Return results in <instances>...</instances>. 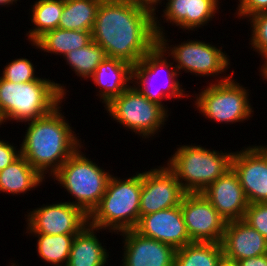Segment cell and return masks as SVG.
<instances>
[{
	"label": "cell",
	"instance_id": "obj_11",
	"mask_svg": "<svg viewBox=\"0 0 267 266\" xmlns=\"http://www.w3.org/2000/svg\"><path fill=\"white\" fill-rule=\"evenodd\" d=\"M28 211L25 214L26 233L78 234L89 223V216L67 201L43 204Z\"/></svg>",
	"mask_w": 267,
	"mask_h": 266
},
{
	"label": "cell",
	"instance_id": "obj_23",
	"mask_svg": "<svg viewBox=\"0 0 267 266\" xmlns=\"http://www.w3.org/2000/svg\"><path fill=\"white\" fill-rule=\"evenodd\" d=\"M92 41V31L65 30L56 28L45 32L31 46L38 51L62 56L70 51L88 45Z\"/></svg>",
	"mask_w": 267,
	"mask_h": 266
},
{
	"label": "cell",
	"instance_id": "obj_9",
	"mask_svg": "<svg viewBox=\"0 0 267 266\" xmlns=\"http://www.w3.org/2000/svg\"><path fill=\"white\" fill-rule=\"evenodd\" d=\"M170 60L169 56L156 45L132 68V85L150 101L162 106L168 113V106L164 104V100L192 96L189 93L185 94L186 88L183 89L182 82L180 84L178 80L181 75L178 74L175 63Z\"/></svg>",
	"mask_w": 267,
	"mask_h": 266
},
{
	"label": "cell",
	"instance_id": "obj_20",
	"mask_svg": "<svg viewBox=\"0 0 267 266\" xmlns=\"http://www.w3.org/2000/svg\"><path fill=\"white\" fill-rule=\"evenodd\" d=\"M133 66L118 58L106 57L89 78L99 87L96 90L100 101L106 106L113 98L124 92L132 84Z\"/></svg>",
	"mask_w": 267,
	"mask_h": 266
},
{
	"label": "cell",
	"instance_id": "obj_17",
	"mask_svg": "<svg viewBox=\"0 0 267 266\" xmlns=\"http://www.w3.org/2000/svg\"><path fill=\"white\" fill-rule=\"evenodd\" d=\"M201 194L210 201L226 222L243 219L249 204L238 175L232 168L211 183Z\"/></svg>",
	"mask_w": 267,
	"mask_h": 266
},
{
	"label": "cell",
	"instance_id": "obj_34",
	"mask_svg": "<svg viewBox=\"0 0 267 266\" xmlns=\"http://www.w3.org/2000/svg\"><path fill=\"white\" fill-rule=\"evenodd\" d=\"M125 1L143 7L151 11L153 14H156V12H158L157 11L158 6H160L162 4V1L164 0H125Z\"/></svg>",
	"mask_w": 267,
	"mask_h": 266
},
{
	"label": "cell",
	"instance_id": "obj_33",
	"mask_svg": "<svg viewBox=\"0 0 267 266\" xmlns=\"http://www.w3.org/2000/svg\"><path fill=\"white\" fill-rule=\"evenodd\" d=\"M10 141L0 139V171L6 168L9 164L14 162L20 155V148L9 143ZM17 148V149H16Z\"/></svg>",
	"mask_w": 267,
	"mask_h": 266
},
{
	"label": "cell",
	"instance_id": "obj_1",
	"mask_svg": "<svg viewBox=\"0 0 267 266\" xmlns=\"http://www.w3.org/2000/svg\"><path fill=\"white\" fill-rule=\"evenodd\" d=\"M92 40L105 50L107 57L136 65L157 45L154 14L125 0H102Z\"/></svg>",
	"mask_w": 267,
	"mask_h": 266
},
{
	"label": "cell",
	"instance_id": "obj_3",
	"mask_svg": "<svg viewBox=\"0 0 267 266\" xmlns=\"http://www.w3.org/2000/svg\"><path fill=\"white\" fill-rule=\"evenodd\" d=\"M66 91L69 92L63 83H55L49 77L13 83L0 76V127L11 120L25 124L47 115L65 102Z\"/></svg>",
	"mask_w": 267,
	"mask_h": 266
},
{
	"label": "cell",
	"instance_id": "obj_14",
	"mask_svg": "<svg viewBox=\"0 0 267 266\" xmlns=\"http://www.w3.org/2000/svg\"><path fill=\"white\" fill-rule=\"evenodd\" d=\"M231 168L238 175L249 204L267 203V149L260 145L242 147L232 156Z\"/></svg>",
	"mask_w": 267,
	"mask_h": 266
},
{
	"label": "cell",
	"instance_id": "obj_27",
	"mask_svg": "<svg viewBox=\"0 0 267 266\" xmlns=\"http://www.w3.org/2000/svg\"><path fill=\"white\" fill-rule=\"evenodd\" d=\"M222 257L221 243L192 242L176 250L174 266H217Z\"/></svg>",
	"mask_w": 267,
	"mask_h": 266
},
{
	"label": "cell",
	"instance_id": "obj_38",
	"mask_svg": "<svg viewBox=\"0 0 267 266\" xmlns=\"http://www.w3.org/2000/svg\"><path fill=\"white\" fill-rule=\"evenodd\" d=\"M19 0H0V6L3 7H8V6H13L16 4Z\"/></svg>",
	"mask_w": 267,
	"mask_h": 266
},
{
	"label": "cell",
	"instance_id": "obj_8",
	"mask_svg": "<svg viewBox=\"0 0 267 266\" xmlns=\"http://www.w3.org/2000/svg\"><path fill=\"white\" fill-rule=\"evenodd\" d=\"M207 84L194 95L196 101L193 100L195 110L205 119L231 125L253 117L250 89L237 82L233 75L227 80Z\"/></svg>",
	"mask_w": 267,
	"mask_h": 266
},
{
	"label": "cell",
	"instance_id": "obj_24",
	"mask_svg": "<svg viewBox=\"0 0 267 266\" xmlns=\"http://www.w3.org/2000/svg\"><path fill=\"white\" fill-rule=\"evenodd\" d=\"M31 7L29 19L34 26L29 28L26 40L33 44L45 32L58 28L64 0H36Z\"/></svg>",
	"mask_w": 267,
	"mask_h": 266
},
{
	"label": "cell",
	"instance_id": "obj_13",
	"mask_svg": "<svg viewBox=\"0 0 267 266\" xmlns=\"http://www.w3.org/2000/svg\"><path fill=\"white\" fill-rule=\"evenodd\" d=\"M181 210L192 242L221 243L226 221L201 193H186Z\"/></svg>",
	"mask_w": 267,
	"mask_h": 266
},
{
	"label": "cell",
	"instance_id": "obj_21",
	"mask_svg": "<svg viewBox=\"0 0 267 266\" xmlns=\"http://www.w3.org/2000/svg\"><path fill=\"white\" fill-rule=\"evenodd\" d=\"M102 229L91 226L89 223L75 235L70 256L66 266H106L109 252L103 246L97 233ZM105 247V248H104Z\"/></svg>",
	"mask_w": 267,
	"mask_h": 266
},
{
	"label": "cell",
	"instance_id": "obj_37",
	"mask_svg": "<svg viewBox=\"0 0 267 266\" xmlns=\"http://www.w3.org/2000/svg\"><path fill=\"white\" fill-rule=\"evenodd\" d=\"M261 68H259V76L262 77V80L267 81V58L264 60V63L260 65Z\"/></svg>",
	"mask_w": 267,
	"mask_h": 266
},
{
	"label": "cell",
	"instance_id": "obj_30",
	"mask_svg": "<svg viewBox=\"0 0 267 266\" xmlns=\"http://www.w3.org/2000/svg\"><path fill=\"white\" fill-rule=\"evenodd\" d=\"M246 20L251 26L249 38L251 49L253 48L259 56H262L261 60H265L267 58V12L257 13Z\"/></svg>",
	"mask_w": 267,
	"mask_h": 266
},
{
	"label": "cell",
	"instance_id": "obj_39",
	"mask_svg": "<svg viewBox=\"0 0 267 266\" xmlns=\"http://www.w3.org/2000/svg\"><path fill=\"white\" fill-rule=\"evenodd\" d=\"M10 265H11V266H19L20 264H18V263L16 264L15 262H12V261H11ZM8 266H9V265H8Z\"/></svg>",
	"mask_w": 267,
	"mask_h": 266
},
{
	"label": "cell",
	"instance_id": "obj_28",
	"mask_svg": "<svg viewBox=\"0 0 267 266\" xmlns=\"http://www.w3.org/2000/svg\"><path fill=\"white\" fill-rule=\"evenodd\" d=\"M106 57L105 50L92 40L88 45L68 52L63 59L77 77L87 80Z\"/></svg>",
	"mask_w": 267,
	"mask_h": 266
},
{
	"label": "cell",
	"instance_id": "obj_25",
	"mask_svg": "<svg viewBox=\"0 0 267 266\" xmlns=\"http://www.w3.org/2000/svg\"><path fill=\"white\" fill-rule=\"evenodd\" d=\"M102 0H64L58 28L92 31L96 13Z\"/></svg>",
	"mask_w": 267,
	"mask_h": 266
},
{
	"label": "cell",
	"instance_id": "obj_7",
	"mask_svg": "<svg viewBox=\"0 0 267 266\" xmlns=\"http://www.w3.org/2000/svg\"><path fill=\"white\" fill-rule=\"evenodd\" d=\"M81 145L51 176L75 201H68L81 208L88 216L98 206L106 192L112 174L86 157ZM106 170V171H105Z\"/></svg>",
	"mask_w": 267,
	"mask_h": 266
},
{
	"label": "cell",
	"instance_id": "obj_31",
	"mask_svg": "<svg viewBox=\"0 0 267 266\" xmlns=\"http://www.w3.org/2000/svg\"><path fill=\"white\" fill-rule=\"evenodd\" d=\"M243 220L267 240V203L248 204Z\"/></svg>",
	"mask_w": 267,
	"mask_h": 266
},
{
	"label": "cell",
	"instance_id": "obj_19",
	"mask_svg": "<svg viewBox=\"0 0 267 266\" xmlns=\"http://www.w3.org/2000/svg\"><path fill=\"white\" fill-rule=\"evenodd\" d=\"M223 256L239 261L267 254V240L243 219L226 223L221 241Z\"/></svg>",
	"mask_w": 267,
	"mask_h": 266
},
{
	"label": "cell",
	"instance_id": "obj_4",
	"mask_svg": "<svg viewBox=\"0 0 267 266\" xmlns=\"http://www.w3.org/2000/svg\"><path fill=\"white\" fill-rule=\"evenodd\" d=\"M120 178L111 175L100 203L89 215L91 226L112 234L135 229L140 219L142 171Z\"/></svg>",
	"mask_w": 267,
	"mask_h": 266
},
{
	"label": "cell",
	"instance_id": "obj_32",
	"mask_svg": "<svg viewBox=\"0 0 267 266\" xmlns=\"http://www.w3.org/2000/svg\"><path fill=\"white\" fill-rule=\"evenodd\" d=\"M235 14L238 19H248L257 13L267 12V0H238Z\"/></svg>",
	"mask_w": 267,
	"mask_h": 266
},
{
	"label": "cell",
	"instance_id": "obj_29",
	"mask_svg": "<svg viewBox=\"0 0 267 266\" xmlns=\"http://www.w3.org/2000/svg\"><path fill=\"white\" fill-rule=\"evenodd\" d=\"M36 66L30 59L19 57L6 63L2 69L1 77L13 83H24L37 80L40 76L36 75Z\"/></svg>",
	"mask_w": 267,
	"mask_h": 266
},
{
	"label": "cell",
	"instance_id": "obj_12",
	"mask_svg": "<svg viewBox=\"0 0 267 266\" xmlns=\"http://www.w3.org/2000/svg\"><path fill=\"white\" fill-rule=\"evenodd\" d=\"M162 165L142 171L140 217L181 205L186 194L175 174Z\"/></svg>",
	"mask_w": 267,
	"mask_h": 266
},
{
	"label": "cell",
	"instance_id": "obj_18",
	"mask_svg": "<svg viewBox=\"0 0 267 266\" xmlns=\"http://www.w3.org/2000/svg\"><path fill=\"white\" fill-rule=\"evenodd\" d=\"M167 1V2H166ZM162 9L163 22L177 26L183 31H197L213 21L220 12L219 0H166ZM219 6V7H218Z\"/></svg>",
	"mask_w": 267,
	"mask_h": 266
},
{
	"label": "cell",
	"instance_id": "obj_5",
	"mask_svg": "<svg viewBox=\"0 0 267 266\" xmlns=\"http://www.w3.org/2000/svg\"><path fill=\"white\" fill-rule=\"evenodd\" d=\"M160 20L161 18L159 19L158 15L154 14V30L157 36V45L168 54L167 56H171V61L173 58V62L177 63L175 66L179 75L184 71L185 73L190 72L191 75L195 74L199 77L207 76L208 78L210 76L209 78H215V80H212L213 83L214 81L220 82L227 80L234 75V70L231 71L232 73L230 75L227 74L226 76L224 74L231 68V64L230 56L227 55L226 51H223L222 46L220 47L197 39L184 40V42H179V45L175 44V46L169 45L170 43L168 42H171V40L165 36L166 32L163 26H161L163 24H161Z\"/></svg>",
	"mask_w": 267,
	"mask_h": 266
},
{
	"label": "cell",
	"instance_id": "obj_6",
	"mask_svg": "<svg viewBox=\"0 0 267 266\" xmlns=\"http://www.w3.org/2000/svg\"><path fill=\"white\" fill-rule=\"evenodd\" d=\"M166 160L186 193H202L230 168L233 151L209 149L197 144L176 148Z\"/></svg>",
	"mask_w": 267,
	"mask_h": 266
},
{
	"label": "cell",
	"instance_id": "obj_36",
	"mask_svg": "<svg viewBox=\"0 0 267 266\" xmlns=\"http://www.w3.org/2000/svg\"><path fill=\"white\" fill-rule=\"evenodd\" d=\"M217 266H238V263L235 260L227 259L226 257L223 256L219 260Z\"/></svg>",
	"mask_w": 267,
	"mask_h": 266
},
{
	"label": "cell",
	"instance_id": "obj_15",
	"mask_svg": "<svg viewBox=\"0 0 267 266\" xmlns=\"http://www.w3.org/2000/svg\"><path fill=\"white\" fill-rule=\"evenodd\" d=\"M121 266H174L176 250L163 242L143 236L135 229L125 230Z\"/></svg>",
	"mask_w": 267,
	"mask_h": 266
},
{
	"label": "cell",
	"instance_id": "obj_16",
	"mask_svg": "<svg viewBox=\"0 0 267 266\" xmlns=\"http://www.w3.org/2000/svg\"><path fill=\"white\" fill-rule=\"evenodd\" d=\"M135 230L143 236L168 244L175 250L192 243L180 205L141 216Z\"/></svg>",
	"mask_w": 267,
	"mask_h": 266
},
{
	"label": "cell",
	"instance_id": "obj_26",
	"mask_svg": "<svg viewBox=\"0 0 267 266\" xmlns=\"http://www.w3.org/2000/svg\"><path fill=\"white\" fill-rule=\"evenodd\" d=\"M28 235L37 237L36 251L43 262L48 265L66 266L71 245L75 235L77 234H60L47 235L39 233H27Z\"/></svg>",
	"mask_w": 267,
	"mask_h": 266
},
{
	"label": "cell",
	"instance_id": "obj_10",
	"mask_svg": "<svg viewBox=\"0 0 267 266\" xmlns=\"http://www.w3.org/2000/svg\"><path fill=\"white\" fill-rule=\"evenodd\" d=\"M104 108L111 119L142 137V140L154 139V135H159L158 132H161L170 116L162 106L150 101L133 85L113 98Z\"/></svg>",
	"mask_w": 267,
	"mask_h": 266
},
{
	"label": "cell",
	"instance_id": "obj_40",
	"mask_svg": "<svg viewBox=\"0 0 267 266\" xmlns=\"http://www.w3.org/2000/svg\"><path fill=\"white\" fill-rule=\"evenodd\" d=\"M260 146L263 147V148H266V149H267V145H263V144H262V145H260Z\"/></svg>",
	"mask_w": 267,
	"mask_h": 266
},
{
	"label": "cell",
	"instance_id": "obj_22",
	"mask_svg": "<svg viewBox=\"0 0 267 266\" xmlns=\"http://www.w3.org/2000/svg\"><path fill=\"white\" fill-rule=\"evenodd\" d=\"M47 180L20 155L0 171V193L20 195L35 190ZM29 191V192H28Z\"/></svg>",
	"mask_w": 267,
	"mask_h": 266
},
{
	"label": "cell",
	"instance_id": "obj_2",
	"mask_svg": "<svg viewBox=\"0 0 267 266\" xmlns=\"http://www.w3.org/2000/svg\"><path fill=\"white\" fill-rule=\"evenodd\" d=\"M61 104L47 115L26 122L28 126L19 145L21 155L44 178L51 177L82 145L75 128L61 112Z\"/></svg>",
	"mask_w": 267,
	"mask_h": 266
},
{
	"label": "cell",
	"instance_id": "obj_35",
	"mask_svg": "<svg viewBox=\"0 0 267 266\" xmlns=\"http://www.w3.org/2000/svg\"><path fill=\"white\" fill-rule=\"evenodd\" d=\"M238 266H267V254L237 261Z\"/></svg>",
	"mask_w": 267,
	"mask_h": 266
}]
</instances>
